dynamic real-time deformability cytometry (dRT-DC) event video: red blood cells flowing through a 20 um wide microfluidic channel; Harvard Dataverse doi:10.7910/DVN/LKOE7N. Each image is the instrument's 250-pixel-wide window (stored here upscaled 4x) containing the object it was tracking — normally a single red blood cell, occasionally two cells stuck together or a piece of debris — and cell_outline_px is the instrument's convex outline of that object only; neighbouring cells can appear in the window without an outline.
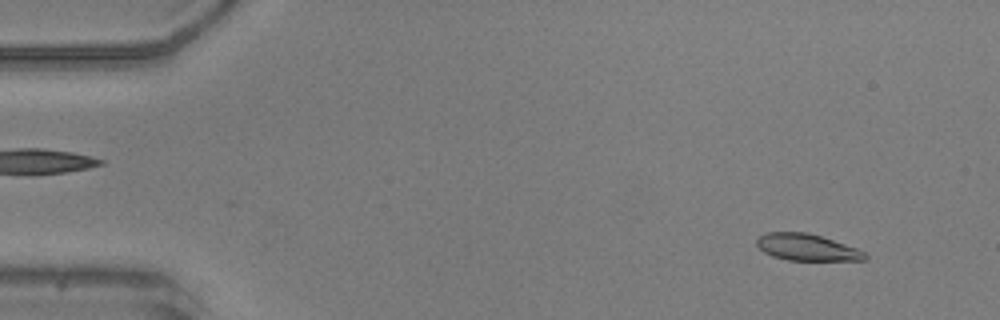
{"species": "common noctule bat (a hibernating species)", "species_latin": "Nyctalus noctula", "temperature_condition": "warm", "stored_images_in_passage": 51, "camera_frame_rate_fps": 3000, "um_per_image_px": 0.085, "animal": {"sex": "male", "body_mass_g": 20.5, "forearm_length_mm": 52.5}, "frame": {"image": 1, "passage_image": 4, "time_ms": 1.0, "image_size_px": [1000, 320], "cell_outline_px": [[868, 256], [864, 260], [788, 260], [772, 256], [764, 252], [756, 244], [756, 240], [760, 236], [768, 232], [808, 232], [856, 248], [864, 252]], "centroid_in_image_um": [68.56, 21.02], "position_along_channel_um": 16.4, "area_um2": 16.59}}
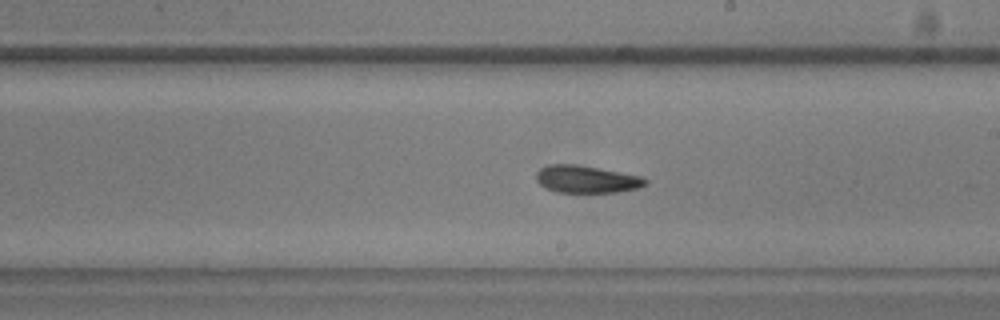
{"frame": {"image": 2, "passage_image": 29, "time_ms": 9.333, "image_size_px": [1000, 320], "cell_outline_px": [[648, 184], [636, 188], [616, 192], [556, 192], [540, 184], [536, 180], [536, 172], [540, 168], [548, 164], [576, 164], [620, 172], [640, 176], [648, 180]], "centroid_in_image_um": [49.83, 15.22], "position_along_channel_um": 239.2, "area_um2": 17.28}}
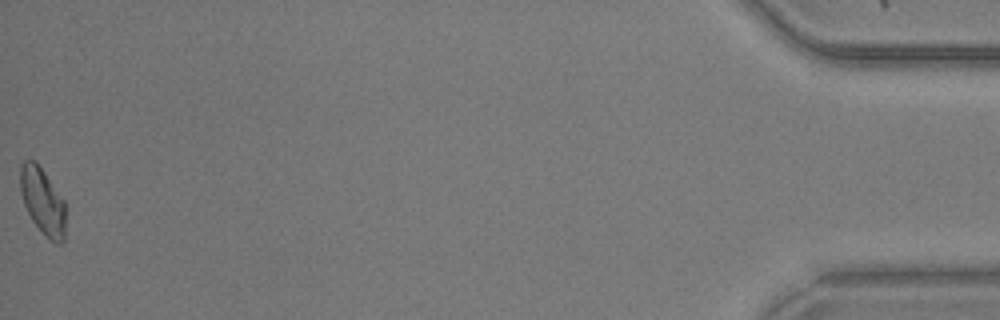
{"frame": {"image": 3, "passage_image": 51, "time_ms": 16.667, "image_size_px": [1000, 320], "cell_outline_px": [[64, 240], [60, 244], [56, 244], [32, 220], [24, 204], [20, 192], [20, 164], [24, 160], [36, 160], [64, 200]], "centroid_in_image_um": [3.6, 17.04], "position_along_channel_um": 431.6, "area_um2": 17.28}, "authors_computed_cell_mechanics": {"area_um2": 17.4556, "velocity_mm_per_s": 3.9614, "shape_relaxation_time_tau1_ms": 10.7827, "shape_relaxation_time_tau2_ms": 3.5315, "deformation_change_tau1": 0.2074, "deformation_change_tau2": 0.1058}}